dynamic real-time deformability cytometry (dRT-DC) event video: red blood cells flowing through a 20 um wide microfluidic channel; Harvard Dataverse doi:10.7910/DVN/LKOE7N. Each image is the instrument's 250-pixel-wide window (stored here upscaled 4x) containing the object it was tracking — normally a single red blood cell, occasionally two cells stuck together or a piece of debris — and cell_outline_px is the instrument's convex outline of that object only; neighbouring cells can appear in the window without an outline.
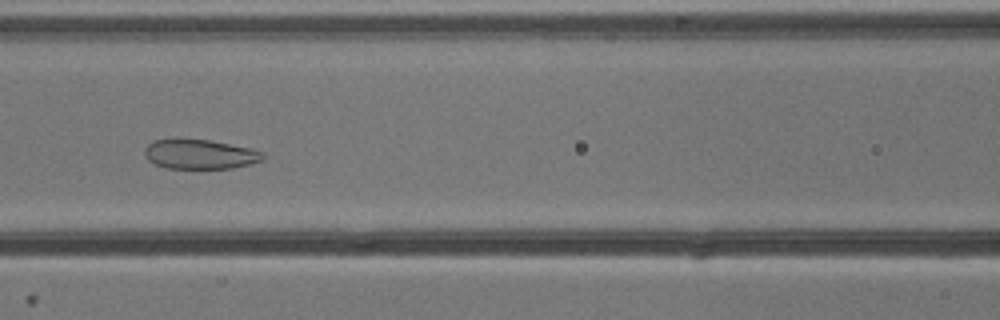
{"species": "common noctule bat (a hibernating species)", "species_latin": "Nyctalus noctula", "temperature_condition": "cold", "stored_images_in_passage": 49, "camera_frame_rate_fps": 3000, "um_per_image_px": 0.085, "animal": {"sex": "male", "body_mass_g": 13.3}, "frame": {"image": 1, "passage_image": 18, "time_ms": 5.667, "image_size_px": [1000, 320], "cell_outline_px": [[264, 156], [260, 160], [248, 164], [232, 168], [164, 168], [148, 160], [144, 156], [144, 148], [152, 140], [176, 136], [208, 140], [252, 148], [264, 152]], "centroid_in_image_um": [16.9, 13.06], "position_along_channel_um": 149.7, "area_um2": 20.92}}
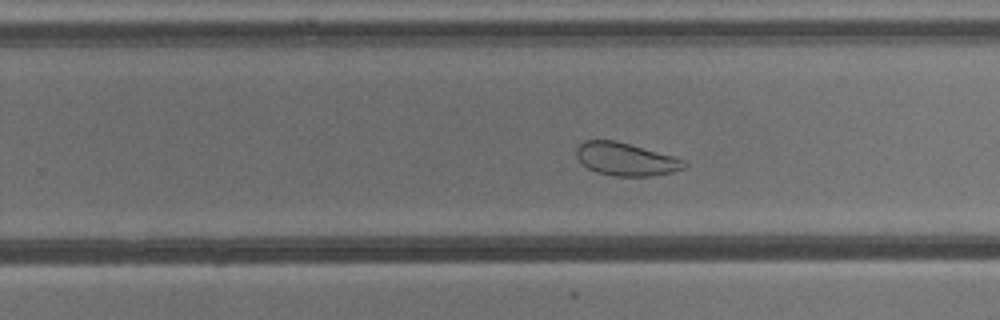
{"frame": {"image": 2, "passage_image": 28, "time_ms": 9.0, "image_size_px": [1000, 320], "cell_outline_px": [[688, 164], [684, 168], [672, 172], [652, 176], [616, 176], [596, 172], [588, 168], [576, 156], [576, 148], [584, 140], [616, 140], [688, 160]], "centroid_in_image_um": [53.23, 13.53], "position_along_channel_um": 276.6, "area_um2": 20.75}}
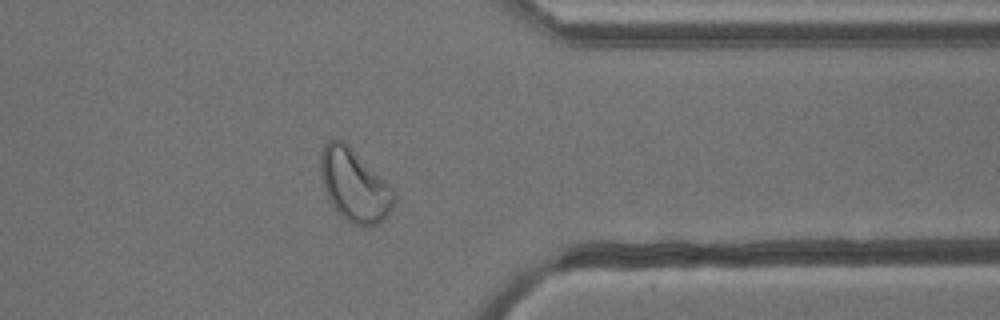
{"frame": {"image": 3, "passage_image": 37, "time_ms": 12.0, "image_size_px": [1000, 320], "cell_outline_px": [[396, 200], [388, 216], [384, 220], [376, 224], [352, 224], [332, 204], [324, 188], [320, 172], [320, 156], [324, 144], [328, 140], [340, 140], [348, 144], [396, 192]], "centroid_in_image_um": [30.14, 15.73], "position_along_channel_um": 381.3, "area_um2": 30.4}, "authors_computed_cell_mechanics": {"area_um2": 28.5532, "velocity_mm_per_s": 3.8183, "shape_relaxation_time_tau1_ms": null, "shape_relaxation_time_tau2_ms": 1.2068, "deformation_change_tau1": null, "deformation_change_tau2": 0.068}}